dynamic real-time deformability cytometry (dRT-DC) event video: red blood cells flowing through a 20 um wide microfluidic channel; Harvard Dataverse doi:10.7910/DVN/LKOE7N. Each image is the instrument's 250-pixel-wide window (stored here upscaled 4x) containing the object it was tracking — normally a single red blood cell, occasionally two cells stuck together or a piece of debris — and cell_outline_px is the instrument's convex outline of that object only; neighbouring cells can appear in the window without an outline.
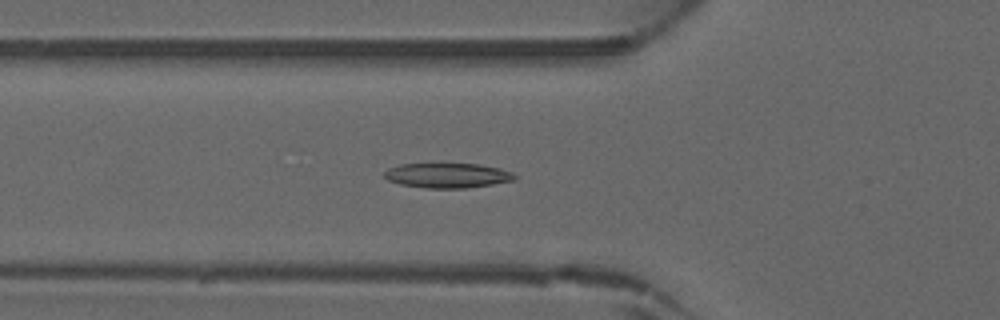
{"species": "common noctule bat (a hibernating species)", "species_latin": "Nyctalus noctula", "temperature_condition": "warm", "stored_images_in_passage": 44, "camera_frame_rate_fps": 3000, "um_per_image_px": 0.085, "animal": {"sex": "male", "forearm_length_mm": 52.5}, "frame": {"image": 1, "passage_image": 15, "time_ms": 4.667, "image_size_px": [1000, 320], "cell_outline_px": [[516, 176], [512, 180], [492, 184], [468, 188], [424, 188], [400, 184], [388, 180], [384, 176], [384, 172], [388, 168], [400, 164], [480, 164], [500, 168], [512, 172]], "centroid_in_image_um": [38.01, 14.91], "position_along_channel_um": 87.8, "area_um2": 18.79}}
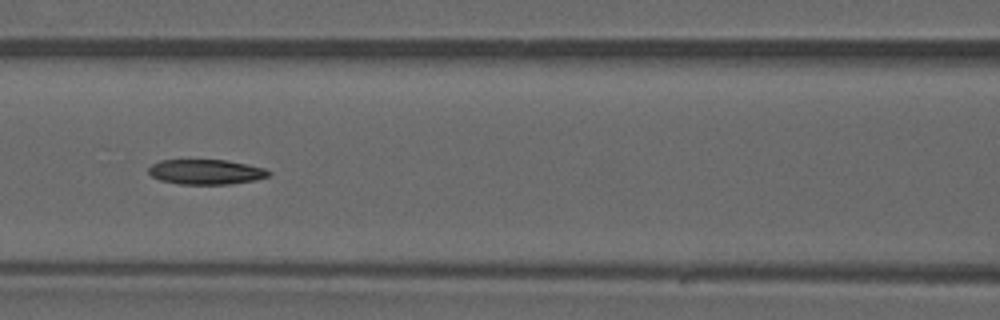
{"frame": {"image": 2, "passage_image": 19, "time_ms": 6.0, "image_size_px": [1000, 320], "cell_outline_px": [[272, 172], [268, 176], [256, 180], [232, 184], [180, 184], [160, 180], [152, 176], [148, 172], [148, 168], [152, 164], [160, 160], [228, 160], [248, 164], [264, 168]], "centroid_in_image_um": [17.52, 14.61], "position_along_channel_um": 149.1, "area_um2": 17.57}}
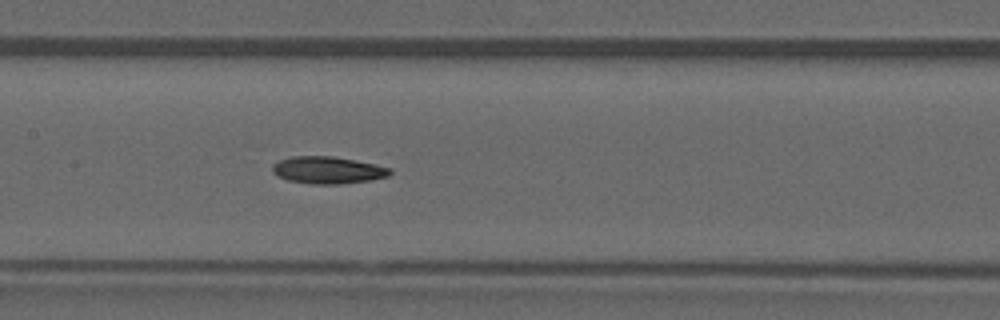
{"frame": {"image": 3, "passage_image": 21, "time_ms": 6.667, "image_size_px": [1000, 320], "cell_outline_px": [[392, 172], [388, 176], [368, 180], [340, 184], [312, 184], [288, 180], [272, 172], [272, 164], [280, 160], [292, 156], [332, 156], [356, 160], [376, 164], [392, 168]], "centroid_in_image_um": [27.87, 14.45], "position_along_channel_um": 179.5, "area_um2": 18.55}}